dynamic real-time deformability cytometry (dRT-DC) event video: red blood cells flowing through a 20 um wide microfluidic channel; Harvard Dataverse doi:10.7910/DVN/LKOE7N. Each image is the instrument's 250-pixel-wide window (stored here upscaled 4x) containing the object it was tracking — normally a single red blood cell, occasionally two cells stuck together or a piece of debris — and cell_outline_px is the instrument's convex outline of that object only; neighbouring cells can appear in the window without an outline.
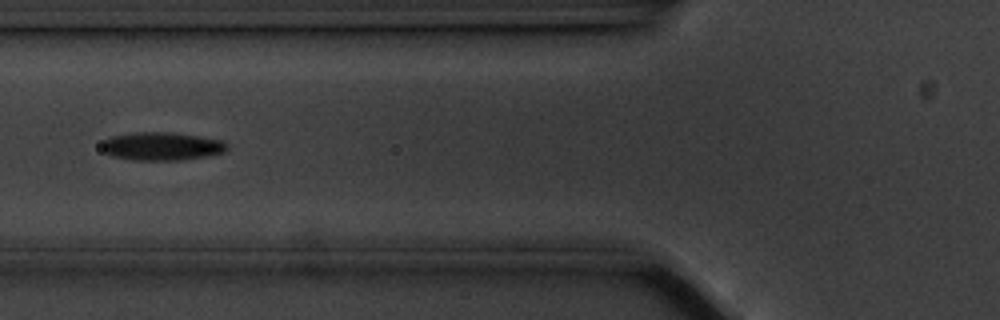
{"species": "common noctule bat (a hibernating species)", "species_latin": "Nyctalus noctula", "temperature_condition": "cold", "stored_images_in_passage": 17, "camera_frame_rate_fps": 3000, "um_per_image_px": 0.085, "animal": {"sex": "male", "body_mass_g": 20.1, "forearm_length_mm": 53.5}, "frame": {"image": 1, "passage_image": 6, "time_ms": 1.667, "image_size_px": [1000, 320], "cell_outline_px": [[228, 148], [224, 152], [208, 156], [180, 160], [132, 160], [112, 156], [104, 152], [104, 140], [112, 136], [132, 132], [172, 132], [220, 140], [228, 144]], "centroid_in_image_um": [13.76, 12.43], "position_along_channel_um": 112.0, "area_um2": 20.46}}